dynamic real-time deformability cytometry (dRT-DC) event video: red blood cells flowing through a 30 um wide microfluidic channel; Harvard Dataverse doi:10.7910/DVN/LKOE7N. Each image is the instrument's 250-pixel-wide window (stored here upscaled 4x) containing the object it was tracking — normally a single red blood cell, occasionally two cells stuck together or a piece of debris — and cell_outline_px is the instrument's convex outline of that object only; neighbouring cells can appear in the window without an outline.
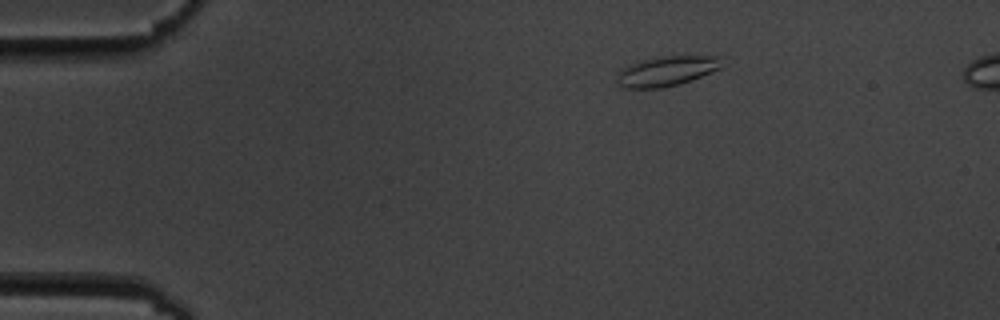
{"species": "common noctule bat (a hibernating species)", "species_latin": "Nyctalus noctula", "temperature_condition": "cold", "stored_images_in_passage": 4, "camera_frame_rate_fps": 3000, "um_per_image_px": 0.085, "animal": {"sex": "male", "body_mass_g": 19.5, "forearm_length_mm": 54.6}, "frame": {"image": 1, "passage_image": 1, "time_ms": 0.0, "image_size_px": [1000, 320], "cell_outline_px": [[724, 56], [720, 68], [680, 84], [660, 88], [620, 88], [620, 72], [624, 68], [632, 64], [644, 60], [664, 56]], "centroid_in_image_um": [56.73, 6.04], "position_along_channel_um": 28.3, "area_um2": 17.74}}